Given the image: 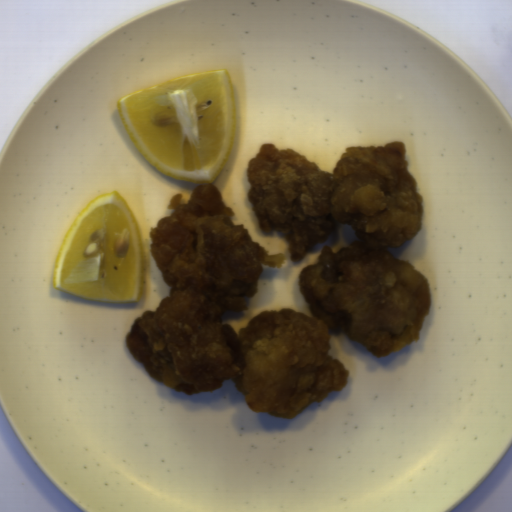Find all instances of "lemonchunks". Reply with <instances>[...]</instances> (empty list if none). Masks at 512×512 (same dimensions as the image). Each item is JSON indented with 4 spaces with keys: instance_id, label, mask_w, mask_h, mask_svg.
I'll use <instances>...</instances> for the list:
<instances>
[{
    "instance_id": "e0be4373",
    "label": "lemon chunks",
    "mask_w": 512,
    "mask_h": 512,
    "mask_svg": "<svg viewBox=\"0 0 512 512\" xmlns=\"http://www.w3.org/2000/svg\"><path fill=\"white\" fill-rule=\"evenodd\" d=\"M115 104L138 153L173 180L213 183L233 149L236 105L225 68L176 76Z\"/></svg>"
},
{
    "instance_id": "ac8584b7",
    "label": "lemon chunks",
    "mask_w": 512,
    "mask_h": 512,
    "mask_svg": "<svg viewBox=\"0 0 512 512\" xmlns=\"http://www.w3.org/2000/svg\"><path fill=\"white\" fill-rule=\"evenodd\" d=\"M148 280L140 224L116 191L90 200L68 226L55 254L52 287L85 300L141 301Z\"/></svg>"
}]
</instances>
